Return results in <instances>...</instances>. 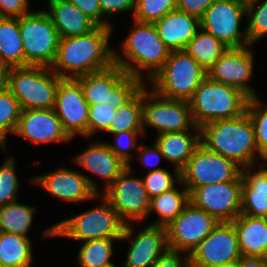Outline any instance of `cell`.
<instances>
[{"mask_svg": "<svg viewBox=\"0 0 267 267\" xmlns=\"http://www.w3.org/2000/svg\"><path fill=\"white\" fill-rule=\"evenodd\" d=\"M112 31L97 26L90 33L61 38L51 69L62 79H76L112 67L115 52L109 47Z\"/></svg>", "mask_w": 267, "mask_h": 267, "instance_id": "obj_1", "label": "cell"}, {"mask_svg": "<svg viewBox=\"0 0 267 267\" xmlns=\"http://www.w3.org/2000/svg\"><path fill=\"white\" fill-rule=\"evenodd\" d=\"M200 130L201 144L235 161L242 168L257 166L258 156L265 160L259 154L254 126L247 112L232 119L207 123Z\"/></svg>", "mask_w": 267, "mask_h": 267, "instance_id": "obj_2", "label": "cell"}, {"mask_svg": "<svg viewBox=\"0 0 267 267\" xmlns=\"http://www.w3.org/2000/svg\"><path fill=\"white\" fill-rule=\"evenodd\" d=\"M134 26L121 44L122 55L114 52V64L128 75L144 81L151 79L162 69L170 51L165 47L153 23L133 20ZM146 71V77L142 71ZM145 77V79H144Z\"/></svg>", "mask_w": 267, "mask_h": 267, "instance_id": "obj_3", "label": "cell"}, {"mask_svg": "<svg viewBox=\"0 0 267 267\" xmlns=\"http://www.w3.org/2000/svg\"><path fill=\"white\" fill-rule=\"evenodd\" d=\"M249 97L241 90L215 82L209 77L195 90L189 100L197 127L224 119H232L246 112Z\"/></svg>", "mask_w": 267, "mask_h": 267, "instance_id": "obj_4", "label": "cell"}, {"mask_svg": "<svg viewBox=\"0 0 267 267\" xmlns=\"http://www.w3.org/2000/svg\"><path fill=\"white\" fill-rule=\"evenodd\" d=\"M103 203L93 209L65 219L47 228L44 237H67L79 241L121 238L125 223L110 202L102 195Z\"/></svg>", "mask_w": 267, "mask_h": 267, "instance_id": "obj_5", "label": "cell"}, {"mask_svg": "<svg viewBox=\"0 0 267 267\" xmlns=\"http://www.w3.org/2000/svg\"><path fill=\"white\" fill-rule=\"evenodd\" d=\"M206 77L207 71L185 50H179L169 53L150 84L164 98L189 101Z\"/></svg>", "mask_w": 267, "mask_h": 267, "instance_id": "obj_6", "label": "cell"}, {"mask_svg": "<svg viewBox=\"0 0 267 267\" xmlns=\"http://www.w3.org/2000/svg\"><path fill=\"white\" fill-rule=\"evenodd\" d=\"M61 80L49 67H12L8 73V89L22 110L53 109Z\"/></svg>", "mask_w": 267, "mask_h": 267, "instance_id": "obj_7", "label": "cell"}, {"mask_svg": "<svg viewBox=\"0 0 267 267\" xmlns=\"http://www.w3.org/2000/svg\"><path fill=\"white\" fill-rule=\"evenodd\" d=\"M80 83L88 105L108 103L119 109L129 102L146 83L128 75L121 67H112L100 72L76 78Z\"/></svg>", "mask_w": 267, "mask_h": 267, "instance_id": "obj_8", "label": "cell"}, {"mask_svg": "<svg viewBox=\"0 0 267 267\" xmlns=\"http://www.w3.org/2000/svg\"><path fill=\"white\" fill-rule=\"evenodd\" d=\"M19 30L25 66L51 68L57 56L60 37L48 13L42 9L19 17Z\"/></svg>", "mask_w": 267, "mask_h": 267, "instance_id": "obj_9", "label": "cell"}, {"mask_svg": "<svg viewBox=\"0 0 267 267\" xmlns=\"http://www.w3.org/2000/svg\"><path fill=\"white\" fill-rule=\"evenodd\" d=\"M181 185L189 193L196 187L242 179V167L235 161L200 144L180 171Z\"/></svg>", "mask_w": 267, "mask_h": 267, "instance_id": "obj_10", "label": "cell"}, {"mask_svg": "<svg viewBox=\"0 0 267 267\" xmlns=\"http://www.w3.org/2000/svg\"><path fill=\"white\" fill-rule=\"evenodd\" d=\"M143 132L148 126L158 134L181 132L189 129L200 130L194 123L189 101L167 99L153 89L142 88Z\"/></svg>", "mask_w": 267, "mask_h": 267, "instance_id": "obj_11", "label": "cell"}, {"mask_svg": "<svg viewBox=\"0 0 267 267\" xmlns=\"http://www.w3.org/2000/svg\"><path fill=\"white\" fill-rule=\"evenodd\" d=\"M132 171L131 165H128L102 194L125 224L142 222L148 217L150 209L143 178L130 177Z\"/></svg>", "mask_w": 267, "mask_h": 267, "instance_id": "obj_12", "label": "cell"}, {"mask_svg": "<svg viewBox=\"0 0 267 267\" xmlns=\"http://www.w3.org/2000/svg\"><path fill=\"white\" fill-rule=\"evenodd\" d=\"M247 0H216L200 19L201 28L228 48L250 45L247 32H241L240 23L246 15Z\"/></svg>", "mask_w": 267, "mask_h": 267, "instance_id": "obj_13", "label": "cell"}, {"mask_svg": "<svg viewBox=\"0 0 267 267\" xmlns=\"http://www.w3.org/2000/svg\"><path fill=\"white\" fill-rule=\"evenodd\" d=\"M243 180L210 184L194 188L189 201L218 222H233L241 214Z\"/></svg>", "mask_w": 267, "mask_h": 267, "instance_id": "obj_14", "label": "cell"}, {"mask_svg": "<svg viewBox=\"0 0 267 267\" xmlns=\"http://www.w3.org/2000/svg\"><path fill=\"white\" fill-rule=\"evenodd\" d=\"M218 223L213 216L189 202L166 226L168 248L190 254Z\"/></svg>", "mask_w": 267, "mask_h": 267, "instance_id": "obj_15", "label": "cell"}, {"mask_svg": "<svg viewBox=\"0 0 267 267\" xmlns=\"http://www.w3.org/2000/svg\"><path fill=\"white\" fill-rule=\"evenodd\" d=\"M189 256L190 267H218L237 262L242 255L233 222H219Z\"/></svg>", "mask_w": 267, "mask_h": 267, "instance_id": "obj_16", "label": "cell"}, {"mask_svg": "<svg viewBox=\"0 0 267 267\" xmlns=\"http://www.w3.org/2000/svg\"><path fill=\"white\" fill-rule=\"evenodd\" d=\"M53 109L70 139L77 134L88 137L89 105L76 79H62L59 82Z\"/></svg>", "mask_w": 267, "mask_h": 267, "instance_id": "obj_17", "label": "cell"}, {"mask_svg": "<svg viewBox=\"0 0 267 267\" xmlns=\"http://www.w3.org/2000/svg\"><path fill=\"white\" fill-rule=\"evenodd\" d=\"M251 46L228 48L207 71V77L215 82L235 87L249 98L258 97L248 81L253 76L254 57Z\"/></svg>", "mask_w": 267, "mask_h": 267, "instance_id": "obj_18", "label": "cell"}, {"mask_svg": "<svg viewBox=\"0 0 267 267\" xmlns=\"http://www.w3.org/2000/svg\"><path fill=\"white\" fill-rule=\"evenodd\" d=\"M30 179V182L64 201L75 203L100 197L99 187L93 178L66 167Z\"/></svg>", "mask_w": 267, "mask_h": 267, "instance_id": "obj_19", "label": "cell"}, {"mask_svg": "<svg viewBox=\"0 0 267 267\" xmlns=\"http://www.w3.org/2000/svg\"><path fill=\"white\" fill-rule=\"evenodd\" d=\"M132 224H125L123 235L120 239L130 238L124 267H152L157 259L168 249L167 230L164 226L147 225L133 236ZM125 264V265H124Z\"/></svg>", "mask_w": 267, "mask_h": 267, "instance_id": "obj_20", "label": "cell"}, {"mask_svg": "<svg viewBox=\"0 0 267 267\" xmlns=\"http://www.w3.org/2000/svg\"><path fill=\"white\" fill-rule=\"evenodd\" d=\"M14 134L32 143L71 141L54 109L22 110Z\"/></svg>", "mask_w": 267, "mask_h": 267, "instance_id": "obj_21", "label": "cell"}, {"mask_svg": "<svg viewBox=\"0 0 267 267\" xmlns=\"http://www.w3.org/2000/svg\"><path fill=\"white\" fill-rule=\"evenodd\" d=\"M74 163L87 169L91 174L105 181L103 192L119 177L127 165L116 156L106 142H94L81 154L75 156Z\"/></svg>", "mask_w": 267, "mask_h": 267, "instance_id": "obj_22", "label": "cell"}, {"mask_svg": "<svg viewBox=\"0 0 267 267\" xmlns=\"http://www.w3.org/2000/svg\"><path fill=\"white\" fill-rule=\"evenodd\" d=\"M165 47L171 51L184 50L201 28L200 19L177 9L154 23Z\"/></svg>", "mask_w": 267, "mask_h": 267, "instance_id": "obj_23", "label": "cell"}, {"mask_svg": "<svg viewBox=\"0 0 267 267\" xmlns=\"http://www.w3.org/2000/svg\"><path fill=\"white\" fill-rule=\"evenodd\" d=\"M191 134L190 130L167 132L156 136L158 146L164 159L173 164V174L180 177V171L186 166L195 149L201 144V130Z\"/></svg>", "mask_w": 267, "mask_h": 267, "instance_id": "obj_24", "label": "cell"}, {"mask_svg": "<svg viewBox=\"0 0 267 267\" xmlns=\"http://www.w3.org/2000/svg\"><path fill=\"white\" fill-rule=\"evenodd\" d=\"M264 164L260 165L259 170H255V166L242 168L241 214L243 215L267 218V168Z\"/></svg>", "mask_w": 267, "mask_h": 267, "instance_id": "obj_25", "label": "cell"}, {"mask_svg": "<svg viewBox=\"0 0 267 267\" xmlns=\"http://www.w3.org/2000/svg\"><path fill=\"white\" fill-rule=\"evenodd\" d=\"M45 10L61 38L90 33L97 25L68 0H48Z\"/></svg>", "mask_w": 267, "mask_h": 267, "instance_id": "obj_26", "label": "cell"}, {"mask_svg": "<svg viewBox=\"0 0 267 267\" xmlns=\"http://www.w3.org/2000/svg\"><path fill=\"white\" fill-rule=\"evenodd\" d=\"M233 225L242 256L267 258V218L240 214Z\"/></svg>", "mask_w": 267, "mask_h": 267, "instance_id": "obj_27", "label": "cell"}, {"mask_svg": "<svg viewBox=\"0 0 267 267\" xmlns=\"http://www.w3.org/2000/svg\"><path fill=\"white\" fill-rule=\"evenodd\" d=\"M0 63L9 68L25 66L19 18H0Z\"/></svg>", "mask_w": 267, "mask_h": 267, "instance_id": "obj_28", "label": "cell"}, {"mask_svg": "<svg viewBox=\"0 0 267 267\" xmlns=\"http://www.w3.org/2000/svg\"><path fill=\"white\" fill-rule=\"evenodd\" d=\"M189 191L184 187L183 190L172 189L154 196L150 199V209L148 215L156 212L158 217L152 225L164 226L169 225L189 203Z\"/></svg>", "mask_w": 267, "mask_h": 267, "instance_id": "obj_29", "label": "cell"}, {"mask_svg": "<svg viewBox=\"0 0 267 267\" xmlns=\"http://www.w3.org/2000/svg\"><path fill=\"white\" fill-rule=\"evenodd\" d=\"M28 237L0 232V262L2 267H30L33 259Z\"/></svg>", "mask_w": 267, "mask_h": 267, "instance_id": "obj_30", "label": "cell"}, {"mask_svg": "<svg viewBox=\"0 0 267 267\" xmlns=\"http://www.w3.org/2000/svg\"><path fill=\"white\" fill-rule=\"evenodd\" d=\"M227 49L214 35L200 28L184 50L208 71Z\"/></svg>", "mask_w": 267, "mask_h": 267, "instance_id": "obj_31", "label": "cell"}, {"mask_svg": "<svg viewBox=\"0 0 267 267\" xmlns=\"http://www.w3.org/2000/svg\"><path fill=\"white\" fill-rule=\"evenodd\" d=\"M35 210L33 206L17 201L0 206V232L28 237Z\"/></svg>", "mask_w": 267, "mask_h": 267, "instance_id": "obj_32", "label": "cell"}, {"mask_svg": "<svg viewBox=\"0 0 267 267\" xmlns=\"http://www.w3.org/2000/svg\"><path fill=\"white\" fill-rule=\"evenodd\" d=\"M143 131L142 89L124 106L116 109L107 133Z\"/></svg>", "mask_w": 267, "mask_h": 267, "instance_id": "obj_33", "label": "cell"}, {"mask_svg": "<svg viewBox=\"0 0 267 267\" xmlns=\"http://www.w3.org/2000/svg\"><path fill=\"white\" fill-rule=\"evenodd\" d=\"M121 238L94 239L83 242L77 254L79 267H105L113 262V241Z\"/></svg>", "mask_w": 267, "mask_h": 267, "instance_id": "obj_34", "label": "cell"}, {"mask_svg": "<svg viewBox=\"0 0 267 267\" xmlns=\"http://www.w3.org/2000/svg\"><path fill=\"white\" fill-rule=\"evenodd\" d=\"M22 108L18 99L6 88L0 92V146L7 149V135L14 134Z\"/></svg>", "mask_w": 267, "mask_h": 267, "instance_id": "obj_35", "label": "cell"}, {"mask_svg": "<svg viewBox=\"0 0 267 267\" xmlns=\"http://www.w3.org/2000/svg\"><path fill=\"white\" fill-rule=\"evenodd\" d=\"M260 99L249 98L246 112L254 126L259 154L267 159V105H263Z\"/></svg>", "mask_w": 267, "mask_h": 267, "instance_id": "obj_36", "label": "cell"}, {"mask_svg": "<svg viewBox=\"0 0 267 267\" xmlns=\"http://www.w3.org/2000/svg\"><path fill=\"white\" fill-rule=\"evenodd\" d=\"M246 15L249 22L245 30L250 45H253L267 34V0H247Z\"/></svg>", "mask_w": 267, "mask_h": 267, "instance_id": "obj_37", "label": "cell"}, {"mask_svg": "<svg viewBox=\"0 0 267 267\" xmlns=\"http://www.w3.org/2000/svg\"><path fill=\"white\" fill-rule=\"evenodd\" d=\"M176 7L177 0H136L133 17L136 21L154 24Z\"/></svg>", "mask_w": 267, "mask_h": 267, "instance_id": "obj_38", "label": "cell"}, {"mask_svg": "<svg viewBox=\"0 0 267 267\" xmlns=\"http://www.w3.org/2000/svg\"><path fill=\"white\" fill-rule=\"evenodd\" d=\"M15 159L9 156L0 166V206L18 200L19 183L15 170Z\"/></svg>", "mask_w": 267, "mask_h": 267, "instance_id": "obj_39", "label": "cell"}, {"mask_svg": "<svg viewBox=\"0 0 267 267\" xmlns=\"http://www.w3.org/2000/svg\"><path fill=\"white\" fill-rule=\"evenodd\" d=\"M142 178L150 199L172 189L174 186H176L175 183H178L179 185L181 184L180 177H175L174 179L173 175L164 168L155 171H149L147 172V175H145V177L143 176Z\"/></svg>", "mask_w": 267, "mask_h": 267, "instance_id": "obj_40", "label": "cell"}, {"mask_svg": "<svg viewBox=\"0 0 267 267\" xmlns=\"http://www.w3.org/2000/svg\"><path fill=\"white\" fill-rule=\"evenodd\" d=\"M115 112L116 109L108 103L89 105L88 137L93 136L98 130L107 132Z\"/></svg>", "mask_w": 267, "mask_h": 267, "instance_id": "obj_41", "label": "cell"}, {"mask_svg": "<svg viewBox=\"0 0 267 267\" xmlns=\"http://www.w3.org/2000/svg\"><path fill=\"white\" fill-rule=\"evenodd\" d=\"M143 134V131H124L117 134L115 136V143H107L110 150L118 156L127 166L130 165L133 155L131 156L130 149H135L137 152L139 148L136 145L138 140V135Z\"/></svg>", "mask_w": 267, "mask_h": 267, "instance_id": "obj_42", "label": "cell"}, {"mask_svg": "<svg viewBox=\"0 0 267 267\" xmlns=\"http://www.w3.org/2000/svg\"><path fill=\"white\" fill-rule=\"evenodd\" d=\"M76 5L91 21L97 26L112 28L111 23L107 20H102L103 14L99 0H68Z\"/></svg>", "mask_w": 267, "mask_h": 267, "instance_id": "obj_43", "label": "cell"}, {"mask_svg": "<svg viewBox=\"0 0 267 267\" xmlns=\"http://www.w3.org/2000/svg\"><path fill=\"white\" fill-rule=\"evenodd\" d=\"M28 0H0V18H19L31 11Z\"/></svg>", "mask_w": 267, "mask_h": 267, "instance_id": "obj_44", "label": "cell"}, {"mask_svg": "<svg viewBox=\"0 0 267 267\" xmlns=\"http://www.w3.org/2000/svg\"><path fill=\"white\" fill-rule=\"evenodd\" d=\"M137 153H140L139 155H137V157L139 158L138 160H141V163L144 165V167H152L149 169V171L162 169L159 167L157 168V166L161 161V158H164V156L160 152L155 142L153 145H139Z\"/></svg>", "mask_w": 267, "mask_h": 267, "instance_id": "obj_45", "label": "cell"}, {"mask_svg": "<svg viewBox=\"0 0 267 267\" xmlns=\"http://www.w3.org/2000/svg\"><path fill=\"white\" fill-rule=\"evenodd\" d=\"M180 253L184 252L167 249L154 263L152 267H190V256L184 254L185 257L181 258Z\"/></svg>", "mask_w": 267, "mask_h": 267, "instance_id": "obj_46", "label": "cell"}, {"mask_svg": "<svg viewBox=\"0 0 267 267\" xmlns=\"http://www.w3.org/2000/svg\"><path fill=\"white\" fill-rule=\"evenodd\" d=\"M215 1L216 0H177L176 9L201 19L205 11L211 7Z\"/></svg>", "mask_w": 267, "mask_h": 267, "instance_id": "obj_47", "label": "cell"}, {"mask_svg": "<svg viewBox=\"0 0 267 267\" xmlns=\"http://www.w3.org/2000/svg\"><path fill=\"white\" fill-rule=\"evenodd\" d=\"M135 1L136 0H99L103 18L105 15L111 18L114 14L119 12H134Z\"/></svg>", "mask_w": 267, "mask_h": 267, "instance_id": "obj_48", "label": "cell"}, {"mask_svg": "<svg viewBox=\"0 0 267 267\" xmlns=\"http://www.w3.org/2000/svg\"><path fill=\"white\" fill-rule=\"evenodd\" d=\"M237 267H267V258L241 256L237 261Z\"/></svg>", "mask_w": 267, "mask_h": 267, "instance_id": "obj_49", "label": "cell"}, {"mask_svg": "<svg viewBox=\"0 0 267 267\" xmlns=\"http://www.w3.org/2000/svg\"><path fill=\"white\" fill-rule=\"evenodd\" d=\"M9 67L0 63V92L8 88Z\"/></svg>", "mask_w": 267, "mask_h": 267, "instance_id": "obj_50", "label": "cell"}, {"mask_svg": "<svg viewBox=\"0 0 267 267\" xmlns=\"http://www.w3.org/2000/svg\"><path fill=\"white\" fill-rule=\"evenodd\" d=\"M218 267H237V262H235V263H230V264H225V265L218 266Z\"/></svg>", "mask_w": 267, "mask_h": 267, "instance_id": "obj_51", "label": "cell"}, {"mask_svg": "<svg viewBox=\"0 0 267 267\" xmlns=\"http://www.w3.org/2000/svg\"><path fill=\"white\" fill-rule=\"evenodd\" d=\"M105 267H116V266L114 265V263H112V264L105 266Z\"/></svg>", "mask_w": 267, "mask_h": 267, "instance_id": "obj_52", "label": "cell"}]
</instances>
